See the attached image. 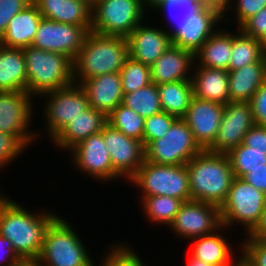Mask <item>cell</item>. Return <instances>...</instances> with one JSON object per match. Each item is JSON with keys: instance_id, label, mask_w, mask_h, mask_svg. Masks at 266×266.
Here are the masks:
<instances>
[{"instance_id": "obj_1", "label": "cell", "mask_w": 266, "mask_h": 266, "mask_svg": "<svg viewBox=\"0 0 266 266\" xmlns=\"http://www.w3.org/2000/svg\"><path fill=\"white\" fill-rule=\"evenodd\" d=\"M33 213L0 192V235L7 238L22 260H37L44 233L57 216L44 210Z\"/></svg>"}, {"instance_id": "obj_6", "label": "cell", "mask_w": 266, "mask_h": 266, "mask_svg": "<svg viewBox=\"0 0 266 266\" xmlns=\"http://www.w3.org/2000/svg\"><path fill=\"white\" fill-rule=\"evenodd\" d=\"M130 182L140 189V196H170L183 201L191 200L186 165H159L144 161Z\"/></svg>"}, {"instance_id": "obj_39", "label": "cell", "mask_w": 266, "mask_h": 266, "mask_svg": "<svg viewBox=\"0 0 266 266\" xmlns=\"http://www.w3.org/2000/svg\"><path fill=\"white\" fill-rule=\"evenodd\" d=\"M231 1L233 0H222L223 20L229 22L228 18L230 17L228 16L226 19V11H231L234 8L236 11L234 13V15L236 14V25L238 26L236 28H239L248 18L258 13L262 8L266 7V0H234L233 2L235 5H233V2L231 3Z\"/></svg>"}, {"instance_id": "obj_53", "label": "cell", "mask_w": 266, "mask_h": 266, "mask_svg": "<svg viewBox=\"0 0 266 266\" xmlns=\"http://www.w3.org/2000/svg\"><path fill=\"white\" fill-rule=\"evenodd\" d=\"M239 258L238 260L235 262V266H248L247 264H245L242 260V258L240 257V255H238Z\"/></svg>"}, {"instance_id": "obj_32", "label": "cell", "mask_w": 266, "mask_h": 266, "mask_svg": "<svg viewBox=\"0 0 266 266\" xmlns=\"http://www.w3.org/2000/svg\"><path fill=\"white\" fill-rule=\"evenodd\" d=\"M142 211L151 224H171L174 216L182 206L183 200L170 196H140Z\"/></svg>"}, {"instance_id": "obj_18", "label": "cell", "mask_w": 266, "mask_h": 266, "mask_svg": "<svg viewBox=\"0 0 266 266\" xmlns=\"http://www.w3.org/2000/svg\"><path fill=\"white\" fill-rule=\"evenodd\" d=\"M223 112L224 104L192 98L183 119L203 150H207L216 139Z\"/></svg>"}, {"instance_id": "obj_44", "label": "cell", "mask_w": 266, "mask_h": 266, "mask_svg": "<svg viewBox=\"0 0 266 266\" xmlns=\"http://www.w3.org/2000/svg\"><path fill=\"white\" fill-rule=\"evenodd\" d=\"M32 2V0H0V38L5 33L12 17Z\"/></svg>"}, {"instance_id": "obj_50", "label": "cell", "mask_w": 266, "mask_h": 266, "mask_svg": "<svg viewBox=\"0 0 266 266\" xmlns=\"http://www.w3.org/2000/svg\"><path fill=\"white\" fill-rule=\"evenodd\" d=\"M165 1L166 0H143L145 12L150 11L152 13V11H153V13H154V10H156V8L158 6H160ZM148 9H151V10H148Z\"/></svg>"}, {"instance_id": "obj_36", "label": "cell", "mask_w": 266, "mask_h": 266, "mask_svg": "<svg viewBox=\"0 0 266 266\" xmlns=\"http://www.w3.org/2000/svg\"><path fill=\"white\" fill-rule=\"evenodd\" d=\"M123 93H131L152 83L151 67L128 58L120 70Z\"/></svg>"}, {"instance_id": "obj_48", "label": "cell", "mask_w": 266, "mask_h": 266, "mask_svg": "<svg viewBox=\"0 0 266 266\" xmlns=\"http://www.w3.org/2000/svg\"><path fill=\"white\" fill-rule=\"evenodd\" d=\"M241 178L266 194V164L265 167L252 169V171L247 172Z\"/></svg>"}, {"instance_id": "obj_14", "label": "cell", "mask_w": 266, "mask_h": 266, "mask_svg": "<svg viewBox=\"0 0 266 266\" xmlns=\"http://www.w3.org/2000/svg\"><path fill=\"white\" fill-rule=\"evenodd\" d=\"M103 138L113 166V181L122 177L130 181L145 161L143 142L127 137L108 123Z\"/></svg>"}, {"instance_id": "obj_19", "label": "cell", "mask_w": 266, "mask_h": 266, "mask_svg": "<svg viewBox=\"0 0 266 266\" xmlns=\"http://www.w3.org/2000/svg\"><path fill=\"white\" fill-rule=\"evenodd\" d=\"M141 22L126 37L129 57L151 66L171 45L172 37L168 29L152 27Z\"/></svg>"}, {"instance_id": "obj_10", "label": "cell", "mask_w": 266, "mask_h": 266, "mask_svg": "<svg viewBox=\"0 0 266 266\" xmlns=\"http://www.w3.org/2000/svg\"><path fill=\"white\" fill-rule=\"evenodd\" d=\"M203 149L183 118H177L166 134L145 147V161L159 165H186Z\"/></svg>"}, {"instance_id": "obj_38", "label": "cell", "mask_w": 266, "mask_h": 266, "mask_svg": "<svg viewBox=\"0 0 266 266\" xmlns=\"http://www.w3.org/2000/svg\"><path fill=\"white\" fill-rule=\"evenodd\" d=\"M176 119L177 117L163 111L145 118L142 138L144 147L150 142L163 137Z\"/></svg>"}, {"instance_id": "obj_20", "label": "cell", "mask_w": 266, "mask_h": 266, "mask_svg": "<svg viewBox=\"0 0 266 266\" xmlns=\"http://www.w3.org/2000/svg\"><path fill=\"white\" fill-rule=\"evenodd\" d=\"M87 95L89 106L108 116L123 100L119 72L103 74L79 84Z\"/></svg>"}, {"instance_id": "obj_49", "label": "cell", "mask_w": 266, "mask_h": 266, "mask_svg": "<svg viewBox=\"0 0 266 266\" xmlns=\"http://www.w3.org/2000/svg\"><path fill=\"white\" fill-rule=\"evenodd\" d=\"M249 237L266 243V204L264 206L261 219L256 227L248 234Z\"/></svg>"}, {"instance_id": "obj_42", "label": "cell", "mask_w": 266, "mask_h": 266, "mask_svg": "<svg viewBox=\"0 0 266 266\" xmlns=\"http://www.w3.org/2000/svg\"><path fill=\"white\" fill-rule=\"evenodd\" d=\"M26 147L13 135L0 132V171L10 165Z\"/></svg>"}, {"instance_id": "obj_41", "label": "cell", "mask_w": 266, "mask_h": 266, "mask_svg": "<svg viewBox=\"0 0 266 266\" xmlns=\"http://www.w3.org/2000/svg\"><path fill=\"white\" fill-rule=\"evenodd\" d=\"M241 242L240 257L248 266H266V243L248 235ZM243 252V253H242Z\"/></svg>"}, {"instance_id": "obj_22", "label": "cell", "mask_w": 266, "mask_h": 266, "mask_svg": "<svg viewBox=\"0 0 266 266\" xmlns=\"http://www.w3.org/2000/svg\"><path fill=\"white\" fill-rule=\"evenodd\" d=\"M107 124V116L92 107H88L52 139L51 143L59 150L67 151L90 135L101 132Z\"/></svg>"}, {"instance_id": "obj_2", "label": "cell", "mask_w": 266, "mask_h": 266, "mask_svg": "<svg viewBox=\"0 0 266 266\" xmlns=\"http://www.w3.org/2000/svg\"><path fill=\"white\" fill-rule=\"evenodd\" d=\"M128 58L129 46L126 37L90 31L73 61L74 83L80 84L103 74L120 72Z\"/></svg>"}, {"instance_id": "obj_31", "label": "cell", "mask_w": 266, "mask_h": 266, "mask_svg": "<svg viewBox=\"0 0 266 266\" xmlns=\"http://www.w3.org/2000/svg\"><path fill=\"white\" fill-rule=\"evenodd\" d=\"M237 29V32H234L236 34L233 33L229 71L250 63H266V45Z\"/></svg>"}, {"instance_id": "obj_37", "label": "cell", "mask_w": 266, "mask_h": 266, "mask_svg": "<svg viewBox=\"0 0 266 266\" xmlns=\"http://www.w3.org/2000/svg\"><path fill=\"white\" fill-rule=\"evenodd\" d=\"M116 244L109 245V251L106 253L107 255L104 254L105 257L100 260L99 266H146L144 260L134 252L135 250L130 244L120 243V241Z\"/></svg>"}, {"instance_id": "obj_3", "label": "cell", "mask_w": 266, "mask_h": 266, "mask_svg": "<svg viewBox=\"0 0 266 266\" xmlns=\"http://www.w3.org/2000/svg\"><path fill=\"white\" fill-rule=\"evenodd\" d=\"M186 166L191 199L221 207L234 179L227 154L202 150Z\"/></svg>"}, {"instance_id": "obj_26", "label": "cell", "mask_w": 266, "mask_h": 266, "mask_svg": "<svg viewBox=\"0 0 266 266\" xmlns=\"http://www.w3.org/2000/svg\"><path fill=\"white\" fill-rule=\"evenodd\" d=\"M224 226L212 234L194 238L190 241L193 246L191 248V256L209 263L213 266H230L238 260V256H233L231 242H228L223 230ZM222 232V233H221ZM231 245V246H230ZM235 258V259H234Z\"/></svg>"}, {"instance_id": "obj_5", "label": "cell", "mask_w": 266, "mask_h": 266, "mask_svg": "<svg viewBox=\"0 0 266 266\" xmlns=\"http://www.w3.org/2000/svg\"><path fill=\"white\" fill-rule=\"evenodd\" d=\"M87 252L77 230L57 214L45 230L37 261L42 266H96Z\"/></svg>"}, {"instance_id": "obj_16", "label": "cell", "mask_w": 266, "mask_h": 266, "mask_svg": "<svg viewBox=\"0 0 266 266\" xmlns=\"http://www.w3.org/2000/svg\"><path fill=\"white\" fill-rule=\"evenodd\" d=\"M76 170L100 182L113 180V166L103 138V130L90 135L69 150Z\"/></svg>"}, {"instance_id": "obj_13", "label": "cell", "mask_w": 266, "mask_h": 266, "mask_svg": "<svg viewBox=\"0 0 266 266\" xmlns=\"http://www.w3.org/2000/svg\"><path fill=\"white\" fill-rule=\"evenodd\" d=\"M222 226L220 207L191 199L182 203L168 228L187 241L212 234Z\"/></svg>"}, {"instance_id": "obj_24", "label": "cell", "mask_w": 266, "mask_h": 266, "mask_svg": "<svg viewBox=\"0 0 266 266\" xmlns=\"http://www.w3.org/2000/svg\"><path fill=\"white\" fill-rule=\"evenodd\" d=\"M191 83L193 97L226 104L230 101L228 71L194 64Z\"/></svg>"}, {"instance_id": "obj_23", "label": "cell", "mask_w": 266, "mask_h": 266, "mask_svg": "<svg viewBox=\"0 0 266 266\" xmlns=\"http://www.w3.org/2000/svg\"><path fill=\"white\" fill-rule=\"evenodd\" d=\"M42 18L58 23L84 26L89 32L92 6L84 0H32Z\"/></svg>"}, {"instance_id": "obj_54", "label": "cell", "mask_w": 266, "mask_h": 266, "mask_svg": "<svg viewBox=\"0 0 266 266\" xmlns=\"http://www.w3.org/2000/svg\"><path fill=\"white\" fill-rule=\"evenodd\" d=\"M88 2L91 6H93L98 0H84Z\"/></svg>"}, {"instance_id": "obj_7", "label": "cell", "mask_w": 266, "mask_h": 266, "mask_svg": "<svg viewBox=\"0 0 266 266\" xmlns=\"http://www.w3.org/2000/svg\"><path fill=\"white\" fill-rule=\"evenodd\" d=\"M265 204L264 192L257 190L242 178L234 177L227 198L220 207L225 232L239 223L248 235L259 223Z\"/></svg>"}, {"instance_id": "obj_8", "label": "cell", "mask_w": 266, "mask_h": 266, "mask_svg": "<svg viewBox=\"0 0 266 266\" xmlns=\"http://www.w3.org/2000/svg\"><path fill=\"white\" fill-rule=\"evenodd\" d=\"M143 0H100L92 6L91 31L127 37L143 22L146 14ZM146 14V15H145Z\"/></svg>"}, {"instance_id": "obj_34", "label": "cell", "mask_w": 266, "mask_h": 266, "mask_svg": "<svg viewBox=\"0 0 266 266\" xmlns=\"http://www.w3.org/2000/svg\"><path fill=\"white\" fill-rule=\"evenodd\" d=\"M107 123L127 137L142 141L144 118L122 103L107 116Z\"/></svg>"}, {"instance_id": "obj_21", "label": "cell", "mask_w": 266, "mask_h": 266, "mask_svg": "<svg viewBox=\"0 0 266 266\" xmlns=\"http://www.w3.org/2000/svg\"><path fill=\"white\" fill-rule=\"evenodd\" d=\"M195 54L171 45L150 67L152 83L158 85L180 80H190L195 64ZM190 74V75H189Z\"/></svg>"}, {"instance_id": "obj_35", "label": "cell", "mask_w": 266, "mask_h": 266, "mask_svg": "<svg viewBox=\"0 0 266 266\" xmlns=\"http://www.w3.org/2000/svg\"><path fill=\"white\" fill-rule=\"evenodd\" d=\"M234 177L241 178L247 172L265 167L266 151L252 150L242 143L227 153Z\"/></svg>"}, {"instance_id": "obj_29", "label": "cell", "mask_w": 266, "mask_h": 266, "mask_svg": "<svg viewBox=\"0 0 266 266\" xmlns=\"http://www.w3.org/2000/svg\"><path fill=\"white\" fill-rule=\"evenodd\" d=\"M27 71L23 49L0 44V92L26 91Z\"/></svg>"}, {"instance_id": "obj_15", "label": "cell", "mask_w": 266, "mask_h": 266, "mask_svg": "<svg viewBox=\"0 0 266 266\" xmlns=\"http://www.w3.org/2000/svg\"><path fill=\"white\" fill-rule=\"evenodd\" d=\"M88 33L84 26L58 23L42 18L31 46L64 54L74 61Z\"/></svg>"}, {"instance_id": "obj_43", "label": "cell", "mask_w": 266, "mask_h": 266, "mask_svg": "<svg viewBox=\"0 0 266 266\" xmlns=\"http://www.w3.org/2000/svg\"><path fill=\"white\" fill-rule=\"evenodd\" d=\"M239 29L247 36L253 37L266 45V7L248 18Z\"/></svg>"}, {"instance_id": "obj_12", "label": "cell", "mask_w": 266, "mask_h": 266, "mask_svg": "<svg viewBox=\"0 0 266 266\" xmlns=\"http://www.w3.org/2000/svg\"><path fill=\"white\" fill-rule=\"evenodd\" d=\"M33 99L26 91L0 92V132L15 136L27 150L40 137L39 132L30 131Z\"/></svg>"}, {"instance_id": "obj_28", "label": "cell", "mask_w": 266, "mask_h": 266, "mask_svg": "<svg viewBox=\"0 0 266 266\" xmlns=\"http://www.w3.org/2000/svg\"><path fill=\"white\" fill-rule=\"evenodd\" d=\"M233 31L218 29L195 53V63L206 68H218L229 71L232 52ZM199 61V62H198Z\"/></svg>"}, {"instance_id": "obj_45", "label": "cell", "mask_w": 266, "mask_h": 266, "mask_svg": "<svg viewBox=\"0 0 266 266\" xmlns=\"http://www.w3.org/2000/svg\"><path fill=\"white\" fill-rule=\"evenodd\" d=\"M249 103L255 124L266 126V81L253 94Z\"/></svg>"}, {"instance_id": "obj_51", "label": "cell", "mask_w": 266, "mask_h": 266, "mask_svg": "<svg viewBox=\"0 0 266 266\" xmlns=\"http://www.w3.org/2000/svg\"><path fill=\"white\" fill-rule=\"evenodd\" d=\"M188 263H186V266H213L209 263H205L202 260H199L197 258L192 257L191 255L188 258Z\"/></svg>"}, {"instance_id": "obj_27", "label": "cell", "mask_w": 266, "mask_h": 266, "mask_svg": "<svg viewBox=\"0 0 266 266\" xmlns=\"http://www.w3.org/2000/svg\"><path fill=\"white\" fill-rule=\"evenodd\" d=\"M231 102H249L266 81V63H250L228 71Z\"/></svg>"}, {"instance_id": "obj_4", "label": "cell", "mask_w": 266, "mask_h": 266, "mask_svg": "<svg viewBox=\"0 0 266 266\" xmlns=\"http://www.w3.org/2000/svg\"><path fill=\"white\" fill-rule=\"evenodd\" d=\"M23 54L28 79L27 92L32 97L74 83L73 61L68 56L32 46L23 48Z\"/></svg>"}, {"instance_id": "obj_40", "label": "cell", "mask_w": 266, "mask_h": 266, "mask_svg": "<svg viewBox=\"0 0 266 266\" xmlns=\"http://www.w3.org/2000/svg\"><path fill=\"white\" fill-rule=\"evenodd\" d=\"M207 0H166L154 11H163L166 16L175 24L178 20L190 17L197 9H199Z\"/></svg>"}, {"instance_id": "obj_33", "label": "cell", "mask_w": 266, "mask_h": 266, "mask_svg": "<svg viewBox=\"0 0 266 266\" xmlns=\"http://www.w3.org/2000/svg\"><path fill=\"white\" fill-rule=\"evenodd\" d=\"M122 104L135 111L144 119L162 112L157 85L150 83L123 96Z\"/></svg>"}, {"instance_id": "obj_9", "label": "cell", "mask_w": 266, "mask_h": 266, "mask_svg": "<svg viewBox=\"0 0 266 266\" xmlns=\"http://www.w3.org/2000/svg\"><path fill=\"white\" fill-rule=\"evenodd\" d=\"M223 21L222 0H207L190 17L178 20L168 32L172 45L196 53Z\"/></svg>"}, {"instance_id": "obj_52", "label": "cell", "mask_w": 266, "mask_h": 266, "mask_svg": "<svg viewBox=\"0 0 266 266\" xmlns=\"http://www.w3.org/2000/svg\"><path fill=\"white\" fill-rule=\"evenodd\" d=\"M15 266H42L37 260H22Z\"/></svg>"}, {"instance_id": "obj_25", "label": "cell", "mask_w": 266, "mask_h": 266, "mask_svg": "<svg viewBox=\"0 0 266 266\" xmlns=\"http://www.w3.org/2000/svg\"><path fill=\"white\" fill-rule=\"evenodd\" d=\"M42 15L32 2L9 21L0 44L9 48H26L32 45Z\"/></svg>"}, {"instance_id": "obj_47", "label": "cell", "mask_w": 266, "mask_h": 266, "mask_svg": "<svg viewBox=\"0 0 266 266\" xmlns=\"http://www.w3.org/2000/svg\"><path fill=\"white\" fill-rule=\"evenodd\" d=\"M21 261L22 259L13 249L12 243L0 235V266H15Z\"/></svg>"}, {"instance_id": "obj_30", "label": "cell", "mask_w": 266, "mask_h": 266, "mask_svg": "<svg viewBox=\"0 0 266 266\" xmlns=\"http://www.w3.org/2000/svg\"><path fill=\"white\" fill-rule=\"evenodd\" d=\"M163 112L183 118L193 98L191 80H180L157 85Z\"/></svg>"}, {"instance_id": "obj_17", "label": "cell", "mask_w": 266, "mask_h": 266, "mask_svg": "<svg viewBox=\"0 0 266 266\" xmlns=\"http://www.w3.org/2000/svg\"><path fill=\"white\" fill-rule=\"evenodd\" d=\"M255 125L249 102H231L224 105V112L216 139L207 149L227 154L240 145L247 131Z\"/></svg>"}, {"instance_id": "obj_11", "label": "cell", "mask_w": 266, "mask_h": 266, "mask_svg": "<svg viewBox=\"0 0 266 266\" xmlns=\"http://www.w3.org/2000/svg\"><path fill=\"white\" fill-rule=\"evenodd\" d=\"M46 102L42 112L45 115V131L50 141L76 116L89 107L87 95L76 83L42 94L39 98ZM47 127V128H46Z\"/></svg>"}, {"instance_id": "obj_46", "label": "cell", "mask_w": 266, "mask_h": 266, "mask_svg": "<svg viewBox=\"0 0 266 266\" xmlns=\"http://www.w3.org/2000/svg\"><path fill=\"white\" fill-rule=\"evenodd\" d=\"M242 144L252 150L266 151V126L255 124L245 134Z\"/></svg>"}]
</instances>
